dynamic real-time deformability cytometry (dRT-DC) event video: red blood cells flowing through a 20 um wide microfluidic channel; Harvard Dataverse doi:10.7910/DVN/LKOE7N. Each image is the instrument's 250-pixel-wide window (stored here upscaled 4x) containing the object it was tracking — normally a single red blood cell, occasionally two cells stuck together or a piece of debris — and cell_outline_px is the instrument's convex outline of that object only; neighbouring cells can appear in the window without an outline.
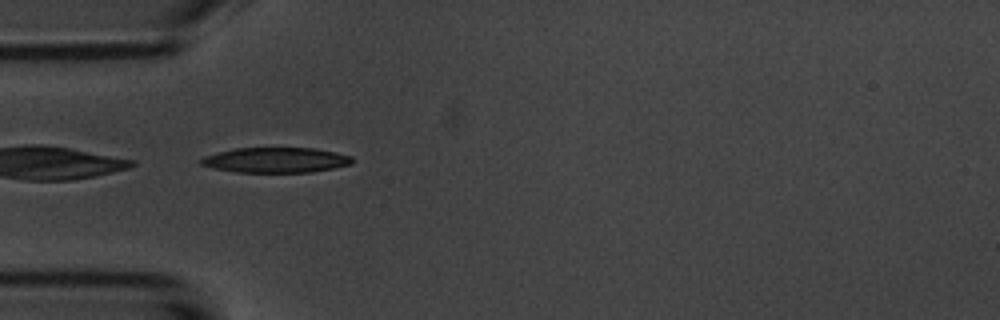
{"species": "common noctule bat (a hibernating species)", "species_latin": "Nyctalus noctula", "temperature_condition": "room temperature", "stored_images_in_passage": 6, "camera_frame_rate_fps": 3000, "um_per_image_px": 0.085, "animal": {"sex": "male", "body_mass_g": 20.1, "forearm_length_mm": 53.5}, "frame": {"image": 1, "passage_image": 5, "time_ms": 4.333, "image_size_px": [1000, 320], "cell_outline_px": [[356, 160], [352, 164], [312, 172], [236, 172], [212, 168], [200, 164], [200, 160], [204, 156], [236, 148], [312, 148], [336, 152], [352, 156]], "centroid_in_image_um": [23.48, 13.61], "position_along_channel_um": 61.5, "area_um2": 22.2}}